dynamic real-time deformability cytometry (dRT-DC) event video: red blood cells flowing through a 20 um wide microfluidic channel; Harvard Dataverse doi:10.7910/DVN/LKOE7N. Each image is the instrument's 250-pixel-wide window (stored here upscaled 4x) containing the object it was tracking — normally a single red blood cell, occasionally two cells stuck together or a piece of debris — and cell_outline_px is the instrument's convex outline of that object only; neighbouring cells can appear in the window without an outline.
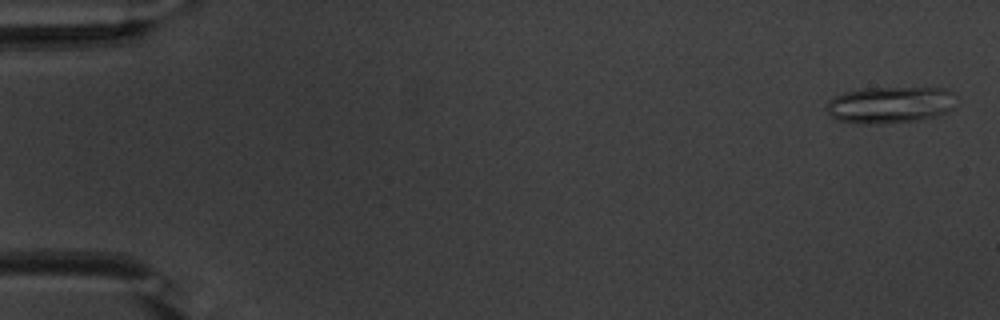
{"species": "common noctule bat (a hibernating species)", "species_latin": "Nyctalus noctula", "temperature_condition": "warm", "stored_images_in_passage": 53, "camera_frame_rate_fps": 3000, "um_per_image_px": 0.085, "animal": {"sex": "male", "body_mass_g": 20.1, "forearm_length_mm": 53.5}, "frame": {"image": 1, "passage_image": 2, "time_ms": 0.333, "image_size_px": [1000, 320], "cell_outline_px": [[956, 96], [952, 108], [948, 112], [936, 116], [916, 120], [880, 124], [860, 124], [836, 120], [824, 108], [828, 100], [844, 92], [860, 88], [944, 88], [952, 92]], "centroid_in_image_um": [75.62, 8.91], "position_along_channel_um": 9.4, "area_um2": 27.92}}
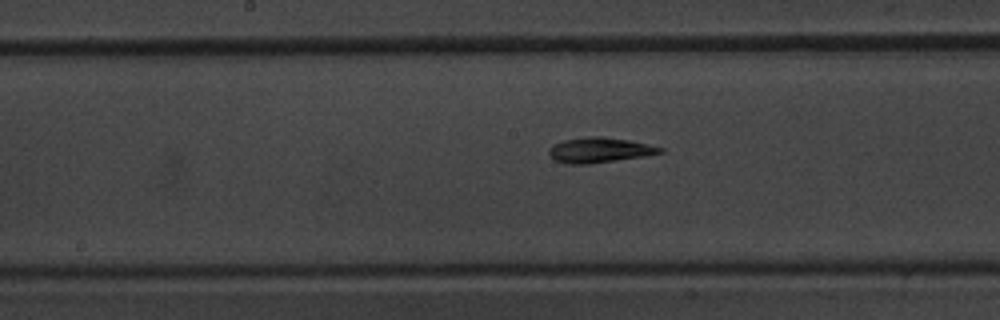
{"frame": {"image": 2, "passage_image": 28, "time_ms": 9.0, "image_size_px": [1000, 320], "cell_outline_px": [[664, 152], [644, 156], [588, 164], [564, 164], [556, 160], [548, 152], [548, 148], [552, 144], [564, 140], [588, 136], [604, 136], [628, 140], [664, 148]], "centroid_in_image_um": [50.92, 12.75], "position_along_channel_um": 197.3, "area_um2": 16.24}}
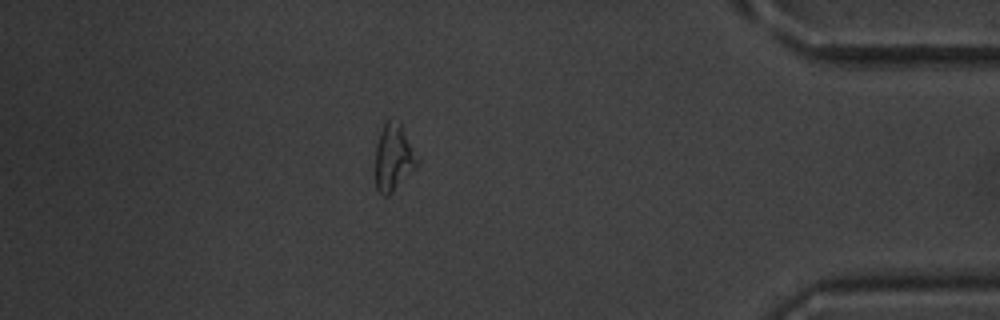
{"frame": {"image": 3, "passage_image": 47, "time_ms": 15.333, "image_size_px": [1000, 320], "cell_outline_px": [[420, 160], [416, 168], [388, 196], [384, 196], [376, 188], [376, 144], [380, 132], [384, 124], [388, 120], [400, 120]], "centroid_in_image_um": [33.48, 13.36], "position_along_channel_um": 401.7, "area_um2": 16.47}, "authors_computed_cell_mechanics": {"area_um2": 16.1262, "velocity_mm_per_s": 3.8189, "shape_relaxation_time_tau1_ms": null, "shape_relaxation_time_tau2_ms": 10.8718, "deformation_change_tau1": null, "deformation_change_tau2": 0.2417}}